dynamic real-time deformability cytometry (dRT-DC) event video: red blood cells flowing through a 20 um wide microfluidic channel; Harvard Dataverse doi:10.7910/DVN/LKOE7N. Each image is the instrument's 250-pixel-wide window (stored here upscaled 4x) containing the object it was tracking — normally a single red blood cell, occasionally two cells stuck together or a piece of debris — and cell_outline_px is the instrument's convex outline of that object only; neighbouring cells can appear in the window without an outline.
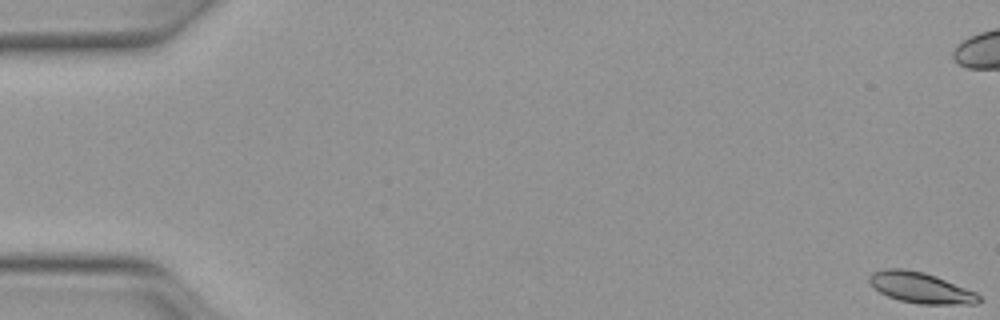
{"species": "Egyptian fruit bat (a non-hibernating species)", "species_latin": "Rousettus aegyptiacus", "temperature_condition": "warm", "stored_images_in_passage": 52, "camera_frame_rate_fps": 3000, "um_per_image_px": 0.085, "animal": {"sex": "female"}, "frame": {"image": 1, "passage_image": 1, "time_ms": 0.0, "image_size_px": [1000, 320], "cell_outline_px": [[980, 300], [976, 304], [920, 304], [900, 300], [888, 296], [880, 292], [868, 280], [868, 276], [872, 272], [884, 268], [904, 268], [924, 272], [936, 276], [976, 292], [980, 296]], "centroid_in_image_um": [78.25, 24.44], "position_along_channel_um": 6.8, "area_um2": 19.59}}
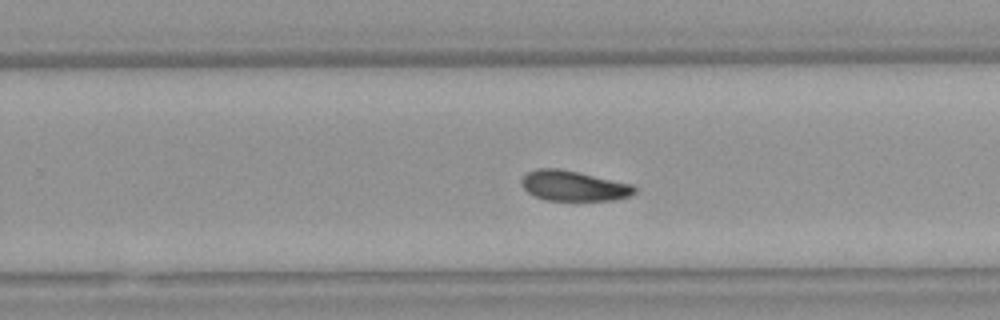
{"frame": {"image": 2, "passage_image": 33, "time_ms": 10.667, "image_size_px": [1000, 320], "cell_outline_px": [[636, 192], [628, 196], [612, 200], [544, 200], [528, 192], [524, 188], [520, 180], [528, 172], [536, 168], [556, 168], [576, 172], [632, 184], [636, 188]], "centroid_in_image_um": [48.73, 15.8], "position_along_channel_um": 281.1, "area_um2": 19.59}}
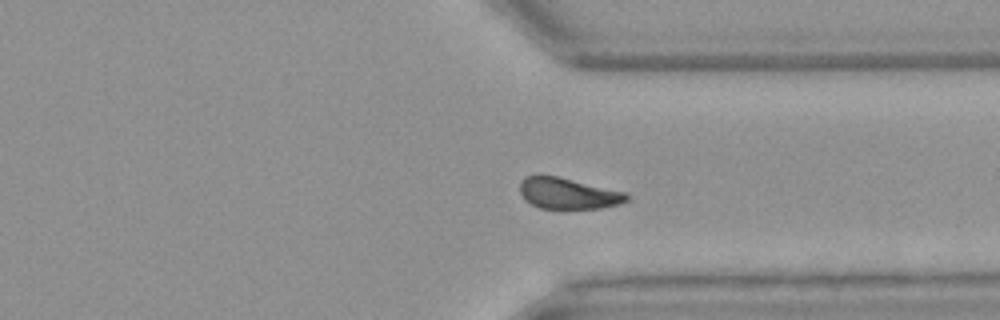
{"frame": {"image": 3, "passage_image": 39, "time_ms": 12.667, "image_size_px": [1000, 320], "cell_outline_px": [[628, 200], [616, 204], [600, 208], [540, 208], [524, 200], [520, 192], [520, 180], [524, 176], [536, 172], [540, 172], [624, 192], [628, 196]], "centroid_in_image_um": [48.16, 16.39], "position_along_channel_um": 363.2, "area_um2": 19.48}, "authors_computed_cell_mechanics": {"area_um2": 19.8543, "velocity_mm_per_s": 4.0844, "shape_relaxation_time_tau1_ms": 4.154, "shape_relaxation_time_tau2_ms": 9.5044, "deformation_change_tau1": 0.1048, "deformation_change_tau2": 0.155}}